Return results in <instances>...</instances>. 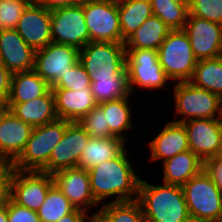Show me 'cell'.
Wrapping results in <instances>:
<instances>
[{
  "instance_id": "obj_1",
  "label": "cell",
  "mask_w": 222,
  "mask_h": 222,
  "mask_svg": "<svg viewBox=\"0 0 222 222\" xmlns=\"http://www.w3.org/2000/svg\"><path fill=\"white\" fill-rule=\"evenodd\" d=\"M127 153L125 149L118 157L104 161L88 170L92 195L97 203L104 202L106 197L114 198L113 196L116 198L111 202L138 199L141 178L131 166Z\"/></svg>"
},
{
  "instance_id": "obj_2",
  "label": "cell",
  "mask_w": 222,
  "mask_h": 222,
  "mask_svg": "<svg viewBox=\"0 0 222 222\" xmlns=\"http://www.w3.org/2000/svg\"><path fill=\"white\" fill-rule=\"evenodd\" d=\"M145 222H192L182 187L151 185L140 180L138 199Z\"/></svg>"
},
{
  "instance_id": "obj_3",
  "label": "cell",
  "mask_w": 222,
  "mask_h": 222,
  "mask_svg": "<svg viewBox=\"0 0 222 222\" xmlns=\"http://www.w3.org/2000/svg\"><path fill=\"white\" fill-rule=\"evenodd\" d=\"M181 187L192 222L222 218V192L205 168Z\"/></svg>"
},
{
  "instance_id": "obj_4",
  "label": "cell",
  "mask_w": 222,
  "mask_h": 222,
  "mask_svg": "<svg viewBox=\"0 0 222 222\" xmlns=\"http://www.w3.org/2000/svg\"><path fill=\"white\" fill-rule=\"evenodd\" d=\"M157 51L159 63L171 81L192 79L198 59L184 30H171Z\"/></svg>"
},
{
  "instance_id": "obj_5",
  "label": "cell",
  "mask_w": 222,
  "mask_h": 222,
  "mask_svg": "<svg viewBox=\"0 0 222 222\" xmlns=\"http://www.w3.org/2000/svg\"><path fill=\"white\" fill-rule=\"evenodd\" d=\"M66 129V120L53 122L33 128L26 147L12 163L13 169L41 171L49 161L52 150L60 142Z\"/></svg>"
},
{
  "instance_id": "obj_6",
  "label": "cell",
  "mask_w": 222,
  "mask_h": 222,
  "mask_svg": "<svg viewBox=\"0 0 222 222\" xmlns=\"http://www.w3.org/2000/svg\"><path fill=\"white\" fill-rule=\"evenodd\" d=\"M173 87L175 113L182 115L177 123L193 119L222 118V99L206 89L195 87L190 81L176 82Z\"/></svg>"
},
{
  "instance_id": "obj_7",
  "label": "cell",
  "mask_w": 222,
  "mask_h": 222,
  "mask_svg": "<svg viewBox=\"0 0 222 222\" xmlns=\"http://www.w3.org/2000/svg\"><path fill=\"white\" fill-rule=\"evenodd\" d=\"M89 42L124 43L117 0H84Z\"/></svg>"
},
{
  "instance_id": "obj_8",
  "label": "cell",
  "mask_w": 222,
  "mask_h": 222,
  "mask_svg": "<svg viewBox=\"0 0 222 222\" xmlns=\"http://www.w3.org/2000/svg\"><path fill=\"white\" fill-rule=\"evenodd\" d=\"M126 70L130 92L134 86L146 89H162L171 79L164 72L154 49H126Z\"/></svg>"
},
{
  "instance_id": "obj_9",
  "label": "cell",
  "mask_w": 222,
  "mask_h": 222,
  "mask_svg": "<svg viewBox=\"0 0 222 222\" xmlns=\"http://www.w3.org/2000/svg\"><path fill=\"white\" fill-rule=\"evenodd\" d=\"M50 15L53 43L72 45L79 50L89 43V32L84 18V1L53 9Z\"/></svg>"
},
{
  "instance_id": "obj_10",
  "label": "cell",
  "mask_w": 222,
  "mask_h": 222,
  "mask_svg": "<svg viewBox=\"0 0 222 222\" xmlns=\"http://www.w3.org/2000/svg\"><path fill=\"white\" fill-rule=\"evenodd\" d=\"M53 185V175L49 173L13 169L10 180V198L20 206L38 211Z\"/></svg>"
},
{
  "instance_id": "obj_11",
  "label": "cell",
  "mask_w": 222,
  "mask_h": 222,
  "mask_svg": "<svg viewBox=\"0 0 222 222\" xmlns=\"http://www.w3.org/2000/svg\"><path fill=\"white\" fill-rule=\"evenodd\" d=\"M79 61L89 76L127 72L124 43L89 42L79 50Z\"/></svg>"
},
{
  "instance_id": "obj_12",
  "label": "cell",
  "mask_w": 222,
  "mask_h": 222,
  "mask_svg": "<svg viewBox=\"0 0 222 222\" xmlns=\"http://www.w3.org/2000/svg\"><path fill=\"white\" fill-rule=\"evenodd\" d=\"M78 61L77 47L51 42L35 51L33 70L52 87Z\"/></svg>"
},
{
  "instance_id": "obj_13",
  "label": "cell",
  "mask_w": 222,
  "mask_h": 222,
  "mask_svg": "<svg viewBox=\"0 0 222 222\" xmlns=\"http://www.w3.org/2000/svg\"><path fill=\"white\" fill-rule=\"evenodd\" d=\"M90 136L79 124L66 120V129L57 146L52 150L49 161L41 170L51 175L57 171L77 167L84 146Z\"/></svg>"
},
{
  "instance_id": "obj_14",
  "label": "cell",
  "mask_w": 222,
  "mask_h": 222,
  "mask_svg": "<svg viewBox=\"0 0 222 222\" xmlns=\"http://www.w3.org/2000/svg\"><path fill=\"white\" fill-rule=\"evenodd\" d=\"M198 60L222 55V25L188 15L183 28Z\"/></svg>"
},
{
  "instance_id": "obj_15",
  "label": "cell",
  "mask_w": 222,
  "mask_h": 222,
  "mask_svg": "<svg viewBox=\"0 0 222 222\" xmlns=\"http://www.w3.org/2000/svg\"><path fill=\"white\" fill-rule=\"evenodd\" d=\"M182 124L187 131L189 150L204 162L217 157L222 138V118L193 119Z\"/></svg>"
},
{
  "instance_id": "obj_16",
  "label": "cell",
  "mask_w": 222,
  "mask_h": 222,
  "mask_svg": "<svg viewBox=\"0 0 222 222\" xmlns=\"http://www.w3.org/2000/svg\"><path fill=\"white\" fill-rule=\"evenodd\" d=\"M50 10L30 2L22 13L16 31L34 50L44 48L52 42Z\"/></svg>"
},
{
  "instance_id": "obj_17",
  "label": "cell",
  "mask_w": 222,
  "mask_h": 222,
  "mask_svg": "<svg viewBox=\"0 0 222 222\" xmlns=\"http://www.w3.org/2000/svg\"><path fill=\"white\" fill-rule=\"evenodd\" d=\"M33 127L16 117L9 109L0 111V161L13 163L23 152Z\"/></svg>"
},
{
  "instance_id": "obj_18",
  "label": "cell",
  "mask_w": 222,
  "mask_h": 222,
  "mask_svg": "<svg viewBox=\"0 0 222 222\" xmlns=\"http://www.w3.org/2000/svg\"><path fill=\"white\" fill-rule=\"evenodd\" d=\"M53 179L75 208L86 212L98 205L92 195L88 170L77 167L64 169L53 174Z\"/></svg>"
},
{
  "instance_id": "obj_19",
  "label": "cell",
  "mask_w": 222,
  "mask_h": 222,
  "mask_svg": "<svg viewBox=\"0 0 222 222\" xmlns=\"http://www.w3.org/2000/svg\"><path fill=\"white\" fill-rule=\"evenodd\" d=\"M34 56L35 51L16 29L0 30V63L12 74L33 70Z\"/></svg>"
},
{
  "instance_id": "obj_20",
  "label": "cell",
  "mask_w": 222,
  "mask_h": 222,
  "mask_svg": "<svg viewBox=\"0 0 222 222\" xmlns=\"http://www.w3.org/2000/svg\"><path fill=\"white\" fill-rule=\"evenodd\" d=\"M55 98V110L58 119L78 122L89 113L97 103L91 89L77 91L69 89H52Z\"/></svg>"
},
{
  "instance_id": "obj_21",
  "label": "cell",
  "mask_w": 222,
  "mask_h": 222,
  "mask_svg": "<svg viewBox=\"0 0 222 222\" xmlns=\"http://www.w3.org/2000/svg\"><path fill=\"white\" fill-rule=\"evenodd\" d=\"M151 161L163 159V162L180 152L189 150L187 131L182 123L170 121L159 134L150 141Z\"/></svg>"
},
{
  "instance_id": "obj_22",
  "label": "cell",
  "mask_w": 222,
  "mask_h": 222,
  "mask_svg": "<svg viewBox=\"0 0 222 222\" xmlns=\"http://www.w3.org/2000/svg\"><path fill=\"white\" fill-rule=\"evenodd\" d=\"M6 108L33 128L58 119L55 110V98L51 88L43 96L24 103L7 104Z\"/></svg>"
},
{
  "instance_id": "obj_23",
  "label": "cell",
  "mask_w": 222,
  "mask_h": 222,
  "mask_svg": "<svg viewBox=\"0 0 222 222\" xmlns=\"http://www.w3.org/2000/svg\"><path fill=\"white\" fill-rule=\"evenodd\" d=\"M204 168L205 162L191 150L180 152L163 162V182L182 186Z\"/></svg>"
},
{
  "instance_id": "obj_24",
  "label": "cell",
  "mask_w": 222,
  "mask_h": 222,
  "mask_svg": "<svg viewBox=\"0 0 222 222\" xmlns=\"http://www.w3.org/2000/svg\"><path fill=\"white\" fill-rule=\"evenodd\" d=\"M125 141L119 137L91 138L84 146L77 168L90 170L94 166L118 157L125 150Z\"/></svg>"
},
{
  "instance_id": "obj_25",
  "label": "cell",
  "mask_w": 222,
  "mask_h": 222,
  "mask_svg": "<svg viewBox=\"0 0 222 222\" xmlns=\"http://www.w3.org/2000/svg\"><path fill=\"white\" fill-rule=\"evenodd\" d=\"M171 29L157 16H151L124 41L126 49L158 50Z\"/></svg>"
},
{
  "instance_id": "obj_26",
  "label": "cell",
  "mask_w": 222,
  "mask_h": 222,
  "mask_svg": "<svg viewBox=\"0 0 222 222\" xmlns=\"http://www.w3.org/2000/svg\"><path fill=\"white\" fill-rule=\"evenodd\" d=\"M51 86L34 70L12 74L7 104H19L43 96Z\"/></svg>"
},
{
  "instance_id": "obj_27",
  "label": "cell",
  "mask_w": 222,
  "mask_h": 222,
  "mask_svg": "<svg viewBox=\"0 0 222 222\" xmlns=\"http://www.w3.org/2000/svg\"><path fill=\"white\" fill-rule=\"evenodd\" d=\"M91 91L97 104L131 95L127 72L114 75H90Z\"/></svg>"
},
{
  "instance_id": "obj_28",
  "label": "cell",
  "mask_w": 222,
  "mask_h": 222,
  "mask_svg": "<svg viewBox=\"0 0 222 222\" xmlns=\"http://www.w3.org/2000/svg\"><path fill=\"white\" fill-rule=\"evenodd\" d=\"M121 36L126 40L141 24L153 16L150 0H117Z\"/></svg>"
},
{
  "instance_id": "obj_29",
  "label": "cell",
  "mask_w": 222,
  "mask_h": 222,
  "mask_svg": "<svg viewBox=\"0 0 222 222\" xmlns=\"http://www.w3.org/2000/svg\"><path fill=\"white\" fill-rule=\"evenodd\" d=\"M129 97L97 104L104 111L106 127L115 137H119L124 141L126 138L122 135V131L124 133L133 127Z\"/></svg>"
},
{
  "instance_id": "obj_30",
  "label": "cell",
  "mask_w": 222,
  "mask_h": 222,
  "mask_svg": "<svg viewBox=\"0 0 222 222\" xmlns=\"http://www.w3.org/2000/svg\"><path fill=\"white\" fill-rule=\"evenodd\" d=\"M190 82L195 87L206 89L222 99V55L198 60Z\"/></svg>"
},
{
  "instance_id": "obj_31",
  "label": "cell",
  "mask_w": 222,
  "mask_h": 222,
  "mask_svg": "<svg viewBox=\"0 0 222 222\" xmlns=\"http://www.w3.org/2000/svg\"><path fill=\"white\" fill-rule=\"evenodd\" d=\"M153 15L171 30H183L189 14L188 0H150Z\"/></svg>"
},
{
  "instance_id": "obj_32",
  "label": "cell",
  "mask_w": 222,
  "mask_h": 222,
  "mask_svg": "<svg viewBox=\"0 0 222 222\" xmlns=\"http://www.w3.org/2000/svg\"><path fill=\"white\" fill-rule=\"evenodd\" d=\"M95 213L99 214L106 222H145L138 200L107 202Z\"/></svg>"
},
{
  "instance_id": "obj_33",
  "label": "cell",
  "mask_w": 222,
  "mask_h": 222,
  "mask_svg": "<svg viewBox=\"0 0 222 222\" xmlns=\"http://www.w3.org/2000/svg\"><path fill=\"white\" fill-rule=\"evenodd\" d=\"M74 209L72 203L54 184L37 212L41 222H56Z\"/></svg>"
},
{
  "instance_id": "obj_34",
  "label": "cell",
  "mask_w": 222,
  "mask_h": 222,
  "mask_svg": "<svg viewBox=\"0 0 222 222\" xmlns=\"http://www.w3.org/2000/svg\"><path fill=\"white\" fill-rule=\"evenodd\" d=\"M51 89H69L73 91L91 89V79L82 63L78 61Z\"/></svg>"
},
{
  "instance_id": "obj_35",
  "label": "cell",
  "mask_w": 222,
  "mask_h": 222,
  "mask_svg": "<svg viewBox=\"0 0 222 222\" xmlns=\"http://www.w3.org/2000/svg\"><path fill=\"white\" fill-rule=\"evenodd\" d=\"M91 138H112L115 137L106 127L104 111L97 105L79 121Z\"/></svg>"
},
{
  "instance_id": "obj_36",
  "label": "cell",
  "mask_w": 222,
  "mask_h": 222,
  "mask_svg": "<svg viewBox=\"0 0 222 222\" xmlns=\"http://www.w3.org/2000/svg\"><path fill=\"white\" fill-rule=\"evenodd\" d=\"M32 0H0V30L15 29Z\"/></svg>"
},
{
  "instance_id": "obj_37",
  "label": "cell",
  "mask_w": 222,
  "mask_h": 222,
  "mask_svg": "<svg viewBox=\"0 0 222 222\" xmlns=\"http://www.w3.org/2000/svg\"><path fill=\"white\" fill-rule=\"evenodd\" d=\"M189 14L222 25V0H188Z\"/></svg>"
},
{
  "instance_id": "obj_38",
  "label": "cell",
  "mask_w": 222,
  "mask_h": 222,
  "mask_svg": "<svg viewBox=\"0 0 222 222\" xmlns=\"http://www.w3.org/2000/svg\"><path fill=\"white\" fill-rule=\"evenodd\" d=\"M8 222H41L38 212L15 203L11 198L7 202Z\"/></svg>"
},
{
  "instance_id": "obj_39",
  "label": "cell",
  "mask_w": 222,
  "mask_h": 222,
  "mask_svg": "<svg viewBox=\"0 0 222 222\" xmlns=\"http://www.w3.org/2000/svg\"><path fill=\"white\" fill-rule=\"evenodd\" d=\"M13 167L11 163L0 161V208L6 206L10 198V180Z\"/></svg>"
},
{
  "instance_id": "obj_40",
  "label": "cell",
  "mask_w": 222,
  "mask_h": 222,
  "mask_svg": "<svg viewBox=\"0 0 222 222\" xmlns=\"http://www.w3.org/2000/svg\"><path fill=\"white\" fill-rule=\"evenodd\" d=\"M12 73L0 63V107L6 108L10 88H11Z\"/></svg>"
},
{
  "instance_id": "obj_41",
  "label": "cell",
  "mask_w": 222,
  "mask_h": 222,
  "mask_svg": "<svg viewBox=\"0 0 222 222\" xmlns=\"http://www.w3.org/2000/svg\"><path fill=\"white\" fill-rule=\"evenodd\" d=\"M206 171L212 176L222 192V157H215L205 162Z\"/></svg>"
},
{
  "instance_id": "obj_42",
  "label": "cell",
  "mask_w": 222,
  "mask_h": 222,
  "mask_svg": "<svg viewBox=\"0 0 222 222\" xmlns=\"http://www.w3.org/2000/svg\"><path fill=\"white\" fill-rule=\"evenodd\" d=\"M32 2L44 6L48 10L71 6L82 2V0H32Z\"/></svg>"
},
{
  "instance_id": "obj_43",
  "label": "cell",
  "mask_w": 222,
  "mask_h": 222,
  "mask_svg": "<svg viewBox=\"0 0 222 222\" xmlns=\"http://www.w3.org/2000/svg\"><path fill=\"white\" fill-rule=\"evenodd\" d=\"M86 215L87 212L75 208L72 212L66 214L64 217H62L56 222H86L90 218V215Z\"/></svg>"
},
{
  "instance_id": "obj_44",
  "label": "cell",
  "mask_w": 222,
  "mask_h": 222,
  "mask_svg": "<svg viewBox=\"0 0 222 222\" xmlns=\"http://www.w3.org/2000/svg\"><path fill=\"white\" fill-rule=\"evenodd\" d=\"M0 222H8L7 204L0 208Z\"/></svg>"
},
{
  "instance_id": "obj_45",
  "label": "cell",
  "mask_w": 222,
  "mask_h": 222,
  "mask_svg": "<svg viewBox=\"0 0 222 222\" xmlns=\"http://www.w3.org/2000/svg\"><path fill=\"white\" fill-rule=\"evenodd\" d=\"M89 222H106L99 214L93 213L90 218Z\"/></svg>"
},
{
  "instance_id": "obj_46",
  "label": "cell",
  "mask_w": 222,
  "mask_h": 222,
  "mask_svg": "<svg viewBox=\"0 0 222 222\" xmlns=\"http://www.w3.org/2000/svg\"><path fill=\"white\" fill-rule=\"evenodd\" d=\"M217 157H222V138H221L220 147H219V151H218Z\"/></svg>"
}]
</instances>
